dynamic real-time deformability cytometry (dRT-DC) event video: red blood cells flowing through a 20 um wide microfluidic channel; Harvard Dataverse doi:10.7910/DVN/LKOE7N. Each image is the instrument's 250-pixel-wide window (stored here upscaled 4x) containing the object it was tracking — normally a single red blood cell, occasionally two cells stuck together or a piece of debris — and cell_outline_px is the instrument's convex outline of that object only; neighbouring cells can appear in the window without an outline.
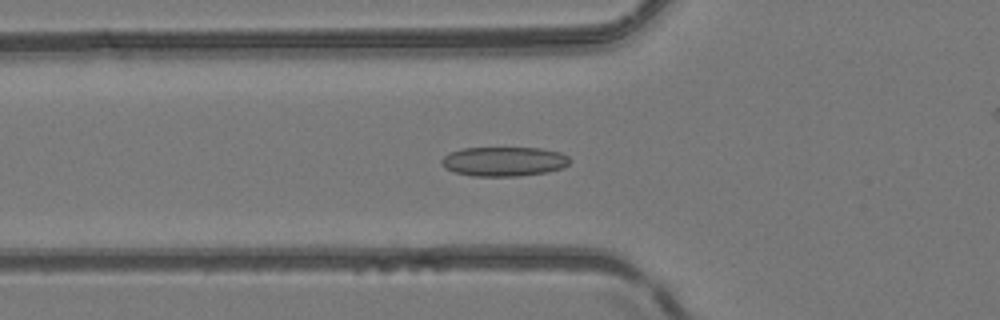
{"species": "common noctule bat (a hibernating species)", "species_latin": "Nyctalus noctula", "temperature_condition": "room temperature", "stored_images_in_passage": 51, "camera_frame_rate_fps": 3000, "um_per_image_px": 0.085, "animal": {"sex": "female", "body_mass_g": 24.6, "forearm_length_mm": 56.2}, "frame": {"image": 1, "passage_image": 18, "time_ms": 5.667, "image_size_px": [1000, 320], "cell_outline_px": [[572, 160], [564, 168], [548, 172], [520, 176], [472, 176], [456, 172], [444, 168], [440, 160], [444, 156], [452, 152], [464, 148], [540, 148], [560, 152], [568, 156]], "centroid_in_image_um": [42.88, 13.73], "position_along_channel_um": 82.9, "area_um2": 22.08}}
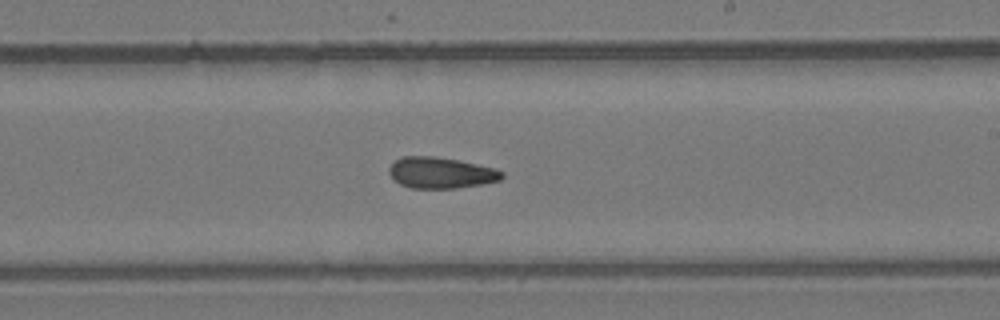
{"frame": {"image": 2, "passage_image": 30, "time_ms": 9.667, "image_size_px": [1000, 320], "cell_outline_px": [[504, 176], [500, 180], [480, 184], [456, 188], [412, 188], [400, 184], [388, 172], [388, 168], [396, 160], [404, 156], [436, 156], [496, 168], [504, 172]], "centroid_in_image_um": [37.48, 14.68], "position_along_channel_um": 251.5, "area_um2": 20.29}}
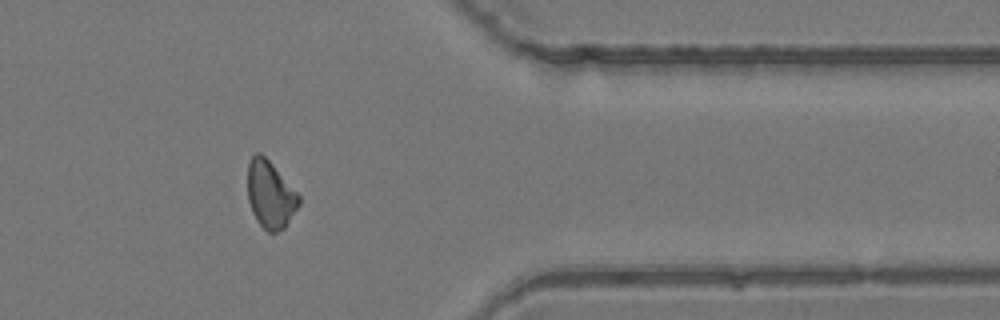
{"frame": {"image": 3, "passage_image": 41, "time_ms": 13.333, "image_size_px": [1000, 320], "cell_outline_px": [[300, 204], [284, 228], [276, 232], [268, 232], [256, 220], [252, 212], [248, 200], [248, 160], [256, 152], [260, 152], [272, 164], [300, 196]], "centroid_in_image_um": [22.96, 16.54], "position_along_channel_um": 388.4, "area_um2": 19.94}, "authors_computed_cell_mechanics": {"area_um2": 20.808, "velocity_mm_per_s": 4.1898, "shape_relaxation_time_tau1_ms": null, "shape_relaxation_time_tau2_ms": 4.3637, "deformation_change_tau1": null, "deformation_change_tau2": 0.1131}}